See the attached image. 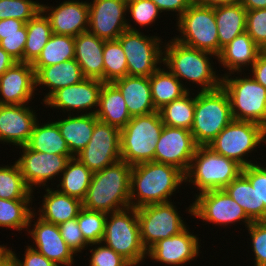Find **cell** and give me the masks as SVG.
I'll list each match as a JSON object with an SVG mask.
<instances>
[{"instance_id":"cell-8","label":"cell","mask_w":266,"mask_h":266,"mask_svg":"<svg viewBox=\"0 0 266 266\" xmlns=\"http://www.w3.org/2000/svg\"><path fill=\"white\" fill-rule=\"evenodd\" d=\"M244 74L232 73L222 77L221 86L229 96L233 120L250 121L266 128V88L251 74Z\"/></svg>"},{"instance_id":"cell-27","label":"cell","mask_w":266,"mask_h":266,"mask_svg":"<svg viewBox=\"0 0 266 266\" xmlns=\"http://www.w3.org/2000/svg\"><path fill=\"white\" fill-rule=\"evenodd\" d=\"M124 97L131 117L157 111L154 107L149 77L125 76L112 82Z\"/></svg>"},{"instance_id":"cell-10","label":"cell","mask_w":266,"mask_h":266,"mask_svg":"<svg viewBox=\"0 0 266 266\" xmlns=\"http://www.w3.org/2000/svg\"><path fill=\"white\" fill-rule=\"evenodd\" d=\"M175 24L176 30L179 32V35L173 36L175 40L189 47L219 55L218 29L214 8L193 2Z\"/></svg>"},{"instance_id":"cell-41","label":"cell","mask_w":266,"mask_h":266,"mask_svg":"<svg viewBox=\"0 0 266 266\" xmlns=\"http://www.w3.org/2000/svg\"><path fill=\"white\" fill-rule=\"evenodd\" d=\"M103 82L113 81L128 75L127 59L118 40L105 41L103 49Z\"/></svg>"},{"instance_id":"cell-21","label":"cell","mask_w":266,"mask_h":266,"mask_svg":"<svg viewBox=\"0 0 266 266\" xmlns=\"http://www.w3.org/2000/svg\"><path fill=\"white\" fill-rule=\"evenodd\" d=\"M80 1L64 0L56 6L42 3L41 11L48 18L54 34L76 37L88 31V1Z\"/></svg>"},{"instance_id":"cell-31","label":"cell","mask_w":266,"mask_h":266,"mask_svg":"<svg viewBox=\"0 0 266 266\" xmlns=\"http://www.w3.org/2000/svg\"><path fill=\"white\" fill-rule=\"evenodd\" d=\"M214 13L220 53L234 38L246 32L247 10L241 4H236L216 7Z\"/></svg>"},{"instance_id":"cell-44","label":"cell","mask_w":266,"mask_h":266,"mask_svg":"<svg viewBox=\"0 0 266 266\" xmlns=\"http://www.w3.org/2000/svg\"><path fill=\"white\" fill-rule=\"evenodd\" d=\"M41 5L37 0H0V20L19 19L27 23L41 11Z\"/></svg>"},{"instance_id":"cell-54","label":"cell","mask_w":266,"mask_h":266,"mask_svg":"<svg viewBox=\"0 0 266 266\" xmlns=\"http://www.w3.org/2000/svg\"><path fill=\"white\" fill-rule=\"evenodd\" d=\"M248 74H252L251 76L262 86L266 88V54L261 52L258 55L255 63L249 69ZM252 72V73H251Z\"/></svg>"},{"instance_id":"cell-24","label":"cell","mask_w":266,"mask_h":266,"mask_svg":"<svg viewBox=\"0 0 266 266\" xmlns=\"http://www.w3.org/2000/svg\"><path fill=\"white\" fill-rule=\"evenodd\" d=\"M261 52L262 50L247 32L240 34L223 47L217 56L219 65L221 64L223 70L227 69L225 70L227 73L224 72L221 76L249 70Z\"/></svg>"},{"instance_id":"cell-28","label":"cell","mask_w":266,"mask_h":266,"mask_svg":"<svg viewBox=\"0 0 266 266\" xmlns=\"http://www.w3.org/2000/svg\"><path fill=\"white\" fill-rule=\"evenodd\" d=\"M105 40L86 31L75 37L74 59L86 78L100 79L103 82V49Z\"/></svg>"},{"instance_id":"cell-7","label":"cell","mask_w":266,"mask_h":266,"mask_svg":"<svg viewBox=\"0 0 266 266\" xmlns=\"http://www.w3.org/2000/svg\"><path fill=\"white\" fill-rule=\"evenodd\" d=\"M163 127L159 111L132 117L120 129L121 159L131 166L154 161L156 144Z\"/></svg>"},{"instance_id":"cell-3","label":"cell","mask_w":266,"mask_h":266,"mask_svg":"<svg viewBox=\"0 0 266 266\" xmlns=\"http://www.w3.org/2000/svg\"><path fill=\"white\" fill-rule=\"evenodd\" d=\"M131 168L124 160L93 173L82 206L112 213L130 207Z\"/></svg>"},{"instance_id":"cell-22","label":"cell","mask_w":266,"mask_h":266,"mask_svg":"<svg viewBox=\"0 0 266 266\" xmlns=\"http://www.w3.org/2000/svg\"><path fill=\"white\" fill-rule=\"evenodd\" d=\"M35 91V70L31 63L16 62L0 76V105L29 104L38 95Z\"/></svg>"},{"instance_id":"cell-38","label":"cell","mask_w":266,"mask_h":266,"mask_svg":"<svg viewBox=\"0 0 266 266\" xmlns=\"http://www.w3.org/2000/svg\"><path fill=\"white\" fill-rule=\"evenodd\" d=\"M75 37L52 34L32 67H46L74 59Z\"/></svg>"},{"instance_id":"cell-5","label":"cell","mask_w":266,"mask_h":266,"mask_svg":"<svg viewBox=\"0 0 266 266\" xmlns=\"http://www.w3.org/2000/svg\"><path fill=\"white\" fill-rule=\"evenodd\" d=\"M232 120L229 96L222 86L211 91H197L190 129L197 146H208Z\"/></svg>"},{"instance_id":"cell-60","label":"cell","mask_w":266,"mask_h":266,"mask_svg":"<svg viewBox=\"0 0 266 266\" xmlns=\"http://www.w3.org/2000/svg\"><path fill=\"white\" fill-rule=\"evenodd\" d=\"M262 52L266 54V46L262 49Z\"/></svg>"},{"instance_id":"cell-37","label":"cell","mask_w":266,"mask_h":266,"mask_svg":"<svg viewBox=\"0 0 266 266\" xmlns=\"http://www.w3.org/2000/svg\"><path fill=\"white\" fill-rule=\"evenodd\" d=\"M33 199L6 200L0 198V227L27 231L30 215L34 212ZM31 205V206H30ZM25 229V230H24Z\"/></svg>"},{"instance_id":"cell-26","label":"cell","mask_w":266,"mask_h":266,"mask_svg":"<svg viewBox=\"0 0 266 266\" xmlns=\"http://www.w3.org/2000/svg\"><path fill=\"white\" fill-rule=\"evenodd\" d=\"M51 186L43 187L45 193L41 207L34 213L38 215L42 220L59 225L62 222L68 221L73 218H77L79 211L81 210L82 201L78 198L68 196L67 194L61 193ZM39 213V214H38Z\"/></svg>"},{"instance_id":"cell-36","label":"cell","mask_w":266,"mask_h":266,"mask_svg":"<svg viewBox=\"0 0 266 266\" xmlns=\"http://www.w3.org/2000/svg\"><path fill=\"white\" fill-rule=\"evenodd\" d=\"M26 24L27 41L24 47V62L33 63L53 34L48 18L40 11Z\"/></svg>"},{"instance_id":"cell-15","label":"cell","mask_w":266,"mask_h":266,"mask_svg":"<svg viewBox=\"0 0 266 266\" xmlns=\"http://www.w3.org/2000/svg\"><path fill=\"white\" fill-rule=\"evenodd\" d=\"M90 171H101L121 159L120 129L98 121L86 147L75 156Z\"/></svg>"},{"instance_id":"cell-33","label":"cell","mask_w":266,"mask_h":266,"mask_svg":"<svg viewBox=\"0 0 266 266\" xmlns=\"http://www.w3.org/2000/svg\"><path fill=\"white\" fill-rule=\"evenodd\" d=\"M151 95L155 109L180 98L188 92L181 81L165 66H161L149 77Z\"/></svg>"},{"instance_id":"cell-56","label":"cell","mask_w":266,"mask_h":266,"mask_svg":"<svg viewBox=\"0 0 266 266\" xmlns=\"http://www.w3.org/2000/svg\"><path fill=\"white\" fill-rule=\"evenodd\" d=\"M17 61L0 47V76Z\"/></svg>"},{"instance_id":"cell-6","label":"cell","mask_w":266,"mask_h":266,"mask_svg":"<svg viewBox=\"0 0 266 266\" xmlns=\"http://www.w3.org/2000/svg\"><path fill=\"white\" fill-rule=\"evenodd\" d=\"M102 242L132 266H140L145 264V259L147 261V251L141 241L139 220L134 207L107 213Z\"/></svg>"},{"instance_id":"cell-59","label":"cell","mask_w":266,"mask_h":266,"mask_svg":"<svg viewBox=\"0 0 266 266\" xmlns=\"http://www.w3.org/2000/svg\"><path fill=\"white\" fill-rule=\"evenodd\" d=\"M7 249V245H0V255Z\"/></svg>"},{"instance_id":"cell-49","label":"cell","mask_w":266,"mask_h":266,"mask_svg":"<svg viewBox=\"0 0 266 266\" xmlns=\"http://www.w3.org/2000/svg\"><path fill=\"white\" fill-rule=\"evenodd\" d=\"M58 228L62 238L76 255L87 250L89 244L84 240L77 218L60 223Z\"/></svg>"},{"instance_id":"cell-4","label":"cell","mask_w":266,"mask_h":266,"mask_svg":"<svg viewBox=\"0 0 266 266\" xmlns=\"http://www.w3.org/2000/svg\"><path fill=\"white\" fill-rule=\"evenodd\" d=\"M242 168L236 161L216 153L209 146H197L185 173V183L192 184V189L196 186L194 196L222 190L242 173Z\"/></svg>"},{"instance_id":"cell-55","label":"cell","mask_w":266,"mask_h":266,"mask_svg":"<svg viewBox=\"0 0 266 266\" xmlns=\"http://www.w3.org/2000/svg\"><path fill=\"white\" fill-rule=\"evenodd\" d=\"M194 2L201 6L216 8L220 6L240 4L241 0H194Z\"/></svg>"},{"instance_id":"cell-51","label":"cell","mask_w":266,"mask_h":266,"mask_svg":"<svg viewBox=\"0 0 266 266\" xmlns=\"http://www.w3.org/2000/svg\"><path fill=\"white\" fill-rule=\"evenodd\" d=\"M25 247L26 250L24 251L23 261L22 259H19V256H17L14 251H12V247L11 249L7 247V250L13 255L17 266H57L54 262L47 259L44 255L29 245H26Z\"/></svg>"},{"instance_id":"cell-30","label":"cell","mask_w":266,"mask_h":266,"mask_svg":"<svg viewBox=\"0 0 266 266\" xmlns=\"http://www.w3.org/2000/svg\"><path fill=\"white\" fill-rule=\"evenodd\" d=\"M99 121L122 129L131 120L124 97L113 83H103L96 112Z\"/></svg>"},{"instance_id":"cell-25","label":"cell","mask_w":266,"mask_h":266,"mask_svg":"<svg viewBox=\"0 0 266 266\" xmlns=\"http://www.w3.org/2000/svg\"><path fill=\"white\" fill-rule=\"evenodd\" d=\"M35 70L36 91L38 87L45 88V93L41 104H43L55 91L60 88L71 86L81 82L86 77L75 59L58 63L46 67H33ZM47 87V88H46Z\"/></svg>"},{"instance_id":"cell-48","label":"cell","mask_w":266,"mask_h":266,"mask_svg":"<svg viewBox=\"0 0 266 266\" xmlns=\"http://www.w3.org/2000/svg\"><path fill=\"white\" fill-rule=\"evenodd\" d=\"M246 32L261 50L266 46V8L247 11Z\"/></svg>"},{"instance_id":"cell-17","label":"cell","mask_w":266,"mask_h":266,"mask_svg":"<svg viewBox=\"0 0 266 266\" xmlns=\"http://www.w3.org/2000/svg\"><path fill=\"white\" fill-rule=\"evenodd\" d=\"M26 232L28 233L27 235L30 234L29 237L33 240L30 247L37 250L57 266H74L76 262L74 257L77 255L62 238L58 225L42 220L33 212L30 215Z\"/></svg>"},{"instance_id":"cell-39","label":"cell","mask_w":266,"mask_h":266,"mask_svg":"<svg viewBox=\"0 0 266 266\" xmlns=\"http://www.w3.org/2000/svg\"><path fill=\"white\" fill-rule=\"evenodd\" d=\"M0 166V198L6 200L34 199L33 192L25 183L18 164Z\"/></svg>"},{"instance_id":"cell-57","label":"cell","mask_w":266,"mask_h":266,"mask_svg":"<svg viewBox=\"0 0 266 266\" xmlns=\"http://www.w3.org/2000/svg\"><path fill=\"white\" fill-rule=\"evenodd\" d=\"M240 4L247 11L266 8V0H241Z\"/></svg>"},{"instance_id":"cell-29","label":"cell","mask_w":266,"mask_h":266,"mask_svg":"<svg viewBox=\"0 0 266 266\" xmlns=\"http://www.w3.org/2000/svg\"><path fill=\"white\" fill-rule=\"evenodd\" d=\"M98 121L96 114H68L55 121L74 157L86 147Z\"/></svg>"},{"instance_id":"cell-58","label":"cell","mask_w":266,"mask_h":266,"mask_svg":"<svg viewBox=\"0 0 266 266\" xmlns=\"http://www.w3.org/2000/svg\"><path fill=\"white\" fill-rule=\"evenodd\" d=\"M0 266H17L13 255L7 249L0 255Z\"/></svg>"},{"instance_id":"cell-14","label":"cell","mask_w":266,"mask_h":266,"mask_svg":"<svg viewBox=\"0 0 266 266\" xmlns=\"http://www.w3.org/2000/svg\"><path fill=\"white\" fill-rule=\"evenodd\" d=\"M19 157L16 163L24 178L26 185L33 191L36 188L47 187L55 179L58 181L67 162L73 158V155H58L43 152H36L29 149L26 145L20 146ZM22 149V150H21ZM22 151V152H21ZM57 177V178H56ZM51 180V181H50ZM53 180V181H52Z\"/></svg>"},{"instance_id":"cell-40","label":"cell","mask_w":266,"mask_h":266,"mask_svg":"<svg viewBox=\"0 0 266 266\" xmlns=\"http://www.w3.org/2000/svg\"><path fill=\"white\" fill-rule=\"evenodd\" d=\"M223 190L244 209L252 221H259V197L242 173Z\"/></svg>"},{"instance_id":"cell-20","label":"cell","mask_w":266,"mask_h":266,"mask_svg":"<svg viewBox=\"0 0 266 266\" xmlns=\"http://www.w3.org/2000/svg\"><path fill=\"white\" fill-rule=\"evenodd\" d=\"M187 226L180 233L165 238L154 244L147 251V259L165 264V266H183L196 260L195 258L202 253L200 250L201 239L198 235L190 232ZM200 239V240H199ZM201 251V252H200Z\"/></svg>"},{"instance_id":"cell-19","label":"cell","mask_w":266,"mask_h":266,"mask_svg":"<svg viewBox=\"0 0 266 266\" xmlns=\"http://www.w3.org/2000/svg\"><path fill=\"white\" fill-rule=\"evenodd\" d=\"M197 145L190 130L164 125L156 144L154 161L187 172Z\"/></svg>"},{"instance_id":"cell-42","label":"cell","mask_w":266,"mask_h":266,"mask_svg":"<svg viewBox=\"0 0 266 266\" xmlns=\"http://www.w3.org/2000/svg\"><path fill=\"white\" fill-rule=\"evenodd\" d=\"M130 14L129 20L127 18V30L140 31L139 27H149L155 24L157 19H160L162 13L155 3L151 0H129L127 1V14ZM133 21L135 27L130 23Z\"/></svg>"},{"instance_id":"cell-50","label":"cell","mask_w":266,"mask_h":266,"mask_svg":"<svg viewBox=\"0 0 266 266\" xmlns=\"http://www.w3.org/2000/svg\"><path fill=\"white\" fill-rule=\"evenodd\" d=\"M27 34L2 35L0 47L17 62H24V47Z\"/></svg>"},{"instance_id":"cell-35","label":"cell","mask_w":266,"mask_h":266,"mask_svg":"<svg viewBox=\"0 0 266 266\" xmlns=\"http://www.w3.org/2000/svg\"><path fill=\"white\" fill-rule=\"evenodd\" d=\"M192 92L188 91L158 110L164 125L187 130L192 128L195 110V94Z\"/></svg>"},{"instance_id":"cell-11","label":"cell","mask_w":266,"mask_h":266,"mask_svg":"<svg viewBox=\"0 0 266 266\" xmlns=\"http://www.w3.org/2000/svg\"><path fill=\"white\" fill-rule=\"evenodd\" d=\"M127 59L128 76L150 77L163 63V43L160 36L141 31H124L117 39Z\"/></svg>"},{"instance_id":"cell-53","label":"cell","mask_w":266,"mask_h":266,"mask_svg":"<svg viewBox=\"0 0 266 266\" xmlns=\"http://www.w3.org/2000/svg\"><path fill=\"white\" fill-rule=\"evenodd\" d=\"M27 34L25 22L19 19L0 20V40L2 35Z\"/></svg>"},{"instance_id":"cell-43","label":"cell","mask_w":266,"mask_h":266,"mask_svg":"<svg viewBox=\"0 0 266 266\" xmlns=\"http://www.w3.org/2000/svg\"><path fill=\"white\" fill-rule=\"evenodd\" d=\"M107 213L102 211L81 208L77 216V222L84 240L89 244L102 242L105 233V221Z\"/></svg>"},{"instance_id":"cell-1","label":"cell","mask_w":266,"mask_h":266,"mask_svg":"<svg viewBox=\"0 0 266 266\" xmlns=\"http://www.w3.org/2000/svg\"><path fill=\"white\" fill-rule=\"evenodd\" d=\"M212 57L217 60L216 55L189 47L171 37L168 42H164L162 64L188 91L193 90L196 94L195 89L188 88L186 83L195 84L199 92L221 87L222 76L216 71L217 67L214 68ZM183 81H186L185 84Z\"/></svg>"},{"instance_id":"cell-2","label":"cell","mask_w":266,"mask_h":266,"mask_svg":"<svg viewBox=\"0 0 266 266\" xmlns=\"http://www.w3.org/2000/svg\"><path fill=\"white\" fill-rule=\"evenodd\" d=\"M183 183L185 173L175 166L155 161L134 165L131 168L130 207L137 209L171 202L172 195Z\"/></svg>"},{"instance_id":"cell-34","label":"cell","mask_w":266,"mask_h":266,"mask_svg":"<svg viewBox=\"0 0 266 266\" xmlns=\"http://www.w3.org/2000/svg\"><path fill=\"white\" fill-rule=\"evenodd\" d=\"M93 172L90 171L76 157L71 158L59 177V184H56L57 190L80 199L85 198L88 187L91 183Z\"/></svg>"},{"instance_id":"cell-32","label":"cell","mask_w":266,"mask_h":266,"mask_svg":"<svg viewBox=\"0 0 266 266\" xmlns=\"http://www.w3.org/2000/svg\"><path fill=\"white\" fill-rule=\"evenodd\" d=\"M36 121L26 146L36 152L72 155L55 120Z\"/></svg>"},{"instance_id":"cell-23","label":"cell","mask_w":266,"mask_h":266,"mask_svg":"<svg viewBox=\"0 0 266 266\" xmlns=\"http://www.w3.org/2000/svg\"><path fill=\"white\" fill-rule=\"evenodd\" d=\"M28 104L0 105V143L17 149L28 143L37 114ZM9 143V144H8ZM17 146V147H16Z\"/></svg>"},{"instance_id":"cell-12","label":"cell","mask_w":266,"mask_h":266,"mask_svg":"<svg viewBox=\"0 0 266 266\" xmlns=\"http://www.w3.org/2000/svg\"><path fill=\"white\" fill-rule=\"evenodd\" d=\"M193 199L194 202L185 211L195 219H201L206 225L212 223V225L225 228L239 223L247 228L253 222L244 209L223 189L206 191L196 195Z\"/></svg>"},{"instance_id":"cell-18","label":"cell","mask_w":266,"mask_h":266,"mask_svg":"<svg viewBox=\"0 0 266 266\" xmlns=\"http://www.w3.org/2000/svg\"><path fill=\"white\" fill-rule=\"evenodd\" d=\"M88 31L102 40H117L127 30L126 0H91Z\"/></svg>"},{"instance_id":"cell-16","label":"cell","mask_w":266,"mask_h":266,"mask_svg":"<svg viewBox=\"0 0 266 266\" xmlns=\"http://www.w3.org/2000/svg\"><path fill=\"white\" fill-rule=\"evenodd\" d=\"M103 83L100 79L85 78L79 83L58 89L43 105L61 109L63 114H96Z\"/></svg>"},{"instance_id":"cell-46","label":"cell","mask_w":266,"mask_h":266,"mask_svg":"<svg viewBox=\"0 0 266 266\" xmlns=\"http://www.w3.org/2000/svg\"><path fill=\"white\" fill-rule=\"evenodd\" d=\"M251 242L254 266H266V220L253 221L245 230Z\"/></svg>"},{"instance_id":"cell-45","label":"cell","mask_w":266,"mask_h":266,"mask_svg":"<svg viewBox=\"0 0 266 266\" xmlns=\"http://www.w3.org/2000/svg\"><path fill=\"white\" fill-rule=\"evenodd\" d=\"M266 163H257L242 168V174L256 189L259 197V221L266 220Z\"/></svg>"},{"instance_id":"cell-13","label":"cell","mask_w":266,"mask_h":266,"mask_svg":"<svg viewBox=\"0 0 266 266\" xmlns=\"http://www.w3.org/2000/svg\"><path fill=\"white\" fill-rule=\"evenodd\" d=\"M174 204L173 200L136 209L141 241L146 251L160 240L176 235L188 226Z\"/></svg>"},{"instance_id":"cell-47","label":"cell","mask_w":266,"mask_h":266,"mask_svg":"<svg viewBox=\"0 0 266 266\" xmlns=\"http://www.w3.org/2000/svg\"><path fill=\"white\" fill-rule=\"evenodd\" d=\"M92 246H94L92 248ZM91 252L89 266H132L125 258L106 246L103 242L89 245ZM92 248V249H91Z\"/></svg>"},{"instance_id":"cell-9","label":"cell","mask_w":266,"mask_h":266,"mask_svg":"<svg viewBox=\"0 0 266 266\" xmlns=\"http://www.w3.org/2000/svg\"><path fill=\"white\" fill-rule=\"evenodd\" d=\"M263 143L266 144L265 127L250 121L232 120L208 146L242 167H247L257 164L256 160L248 157H252V152H257Z\"/></svg>"},{"instance_id":"cell-52","label":"cell","mask_w":266,"mask_h":266,"mask_svg":"<svg viewBox=\"0 0 266 266\" xmlns=\"http://www.w3.org/2000/svg\"><path fill=\"white\" fill-rule=\"evenodd\" d=\"M161 12H174L176 20L190 7L194 0H151Z\"/></svg>"}]
</instances>
